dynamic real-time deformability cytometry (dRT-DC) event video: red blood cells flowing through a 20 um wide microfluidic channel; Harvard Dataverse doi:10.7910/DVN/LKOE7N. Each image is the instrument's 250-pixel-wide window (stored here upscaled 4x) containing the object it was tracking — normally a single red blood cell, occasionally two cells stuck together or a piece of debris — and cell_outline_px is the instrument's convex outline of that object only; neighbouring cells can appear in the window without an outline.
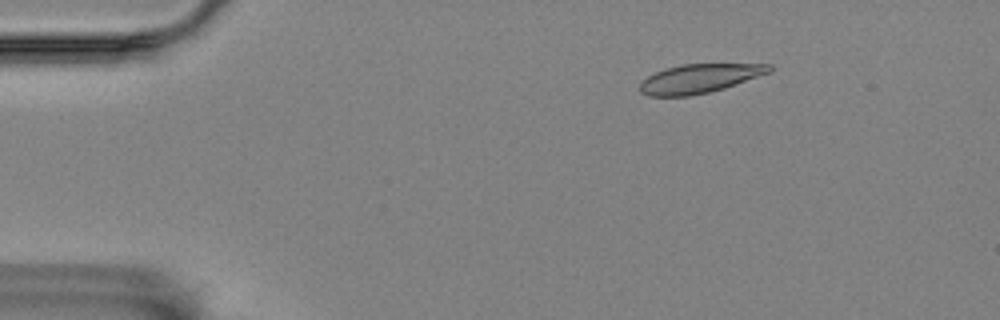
{"species": "Egyptian fruit bat (a non-hibernating species)", "species_latin": "Rousettus aegyptiacus", "temperature_condition": "room temperature", "stored_images_in_passage": 40, "camera_frame_rate_fps": 3000, "um_per_image_px": 0.085, "animal": {"sex": "female"}, "frame": {"image": 1, "passage_image": 3, "time_ms": 0.667, "image_size_px": [1000, 320], "cell_outline_px": [[776, 68], [772, 72], [724, 88], [708, 92], [688, 96], [648, 96], [640, 92], [640, 80], [664, 68], [680, 64], [772, 64]], "centroid_in_image_um": [59.47, 6.66], "position_along_channel_um": 25.5, "area_um2": 22.02}}
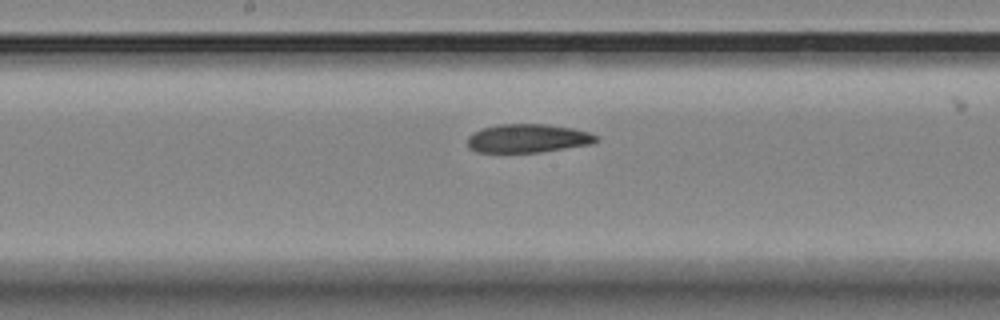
{"frame": {"image": 2, "passage_image": 24, "time_ms": 7.667, "image_size_px": [1000, 320], "cell_outline_px": [[600, 140], [592, 144], [540, 152], [476, 152], [468, 148], [468, 136], [472, 132], [484, 128], [500, 124], [548, 124], [572, 128], [588, 132], [596, 136]], "centroid_in_image_um": [44.86, 11.76], "position_along_channel_um": 203.3, "area_um2": 21.44}}
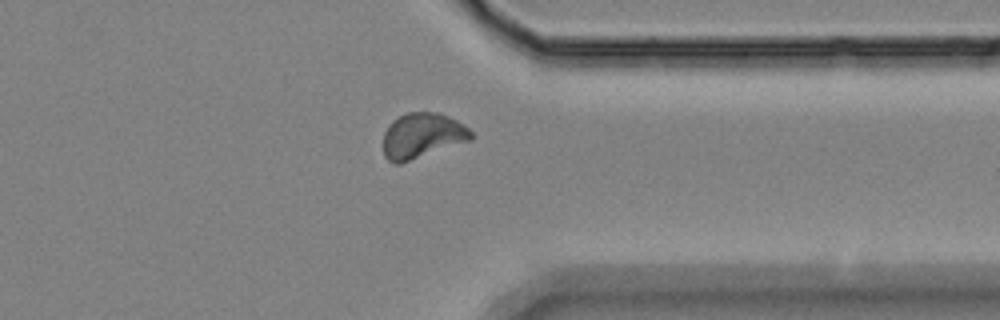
{"frame": {"image": 3, "passage_image": 39, "time_ms": 12.667, "image_size_px": [1000, 320], "cell_outline_px": [[472, 140], [400, 164], [396, 164], [388, 160], [384, 156], [384, 132], [388, 124], [392, 120], [408, 112], [440, 112], [464, 124], [472, 132]], "centroid_in_image_um": [35.89, 11.53], "position_along_channel_um": 375.5, "area_um2": 23.35}}